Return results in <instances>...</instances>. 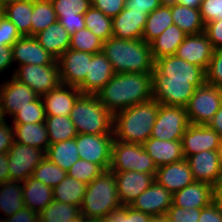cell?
I'll list each match as a JSON object with an SVG mask.
<instances>
[{"label":"cell","instance_id":"9c48e42d","mask_svg":"<svg viewBox=\"0 0 222 222\" xmlns=\"http://www.w3.org/2000/svg\"><path fill=\"white\" fill-rule=\"evenodd\" d=\"M152 75L153 99L161 105L186 107L196 87L189 81L170 80L155 67Z\"/></svg>","mask_w":222,"mask_h":222},{"label":"cell","instance_id":"91938a15","mask_svg":"<svg viewBox=\"0 0 222 222\" xmlns=\"http://www.w3.org/2000/svg\"><path fill=\"white\" fill-rule=\"evenodd\" d=\"M57 19L70 35L85 28L84 14H78V17L71 18L57 17Z\"/></svg>","mask_w":222,"mask_h":222},{"label":"cell","instance_id":"e0dca14e","mask_svg":"<svg viewBox=\"0 0 222 222\" xmlns=\"http://www.w3.org/2000/svg\"><path fill=\"white\" fill-rule=\"evenodd\" d=\"M194 181L206 182L213 187L222 182V168L218 160L217 150L202 151L186 158Z\"/></svg>","mask_w":222,"mask_h":222},{"label":"cell","instance_id":"f5cc1de1","mask_svg":"<svg viewBox=\"0 0 222 222\" xmlns=\"http://www.w3.org/2000/svg\"><path fill=\"white\" fill-rule=\"evenodd\" d=\"M93 7L111 18L117 16L124 8L126 0H89Z\"/></svg>","mask_w":222,"mask_h":222},{"label":"cell","instance_id":"94428289","mask_svg":"<svg viewBox=\"0 0 222 222\" xmlns=\"http://www.w3.org/2000/svg\"><path fill=\"white\" fill-rule=\"evenodd\" d=\"M198 222H222V212L212 202L209 206L201 209Z\"/></svg>","mask_w":222,"mask_h":222},{"label":"cell","instance_id":"ee69618b","mask_svg":"<svg viewBox=\"0 0 222 222\" xmlns=\"http://www.w3.org/2000/svg\"><path fill=\"white\" fill-rule=\"evenodd\" d=\"M12 119V120H11ZM10 119L11 124L43 123L46 119L45 107L41 97L20 109Z\"/></svg>","mask_w":222,"mask_h":222},{"label":"cell","instance_id":"6125c7cd","mask_svg":"<svg viewBox=\"0 0 222 222\" xmlns=\"http://www.w3.org/2000/svg\"><path fill=\"white\" fill-rule=\"evenodd\" d=\"M7 153H0V185L10 180Z\"/></svg>","mask_w":222,"mask_h":222},{"label":"cell","instance_id":"d590c367","mask_svg":"<svg viewBox=\"0 0 222 222\" xmlns=\"http://www.w3.org/2000/svg\"><path fill=\"white\" fill-rule=\"evenodd\" d=\"M173 24L171 6L160 5L147 16L142 39L150 44L165 29Z\"/></svg>","mask_w":222,"mask_h":222},{"label":"cell","instance_id":"680465c9","mask_svg":"<svg viewBox=\"0 0 222 222\" xmlns=\"http://www.w3.org/2000/svg\"><path fill=\"white\" fill-rule=\"evenodd\" d=\"M1 222H40L39 214L27 207L17 211L11 216L6 217Z\"/></svg>","mask_w":222,"mask_h":222},{"label":"cell","instance_id":"e575fe53","mask_svg":"<svg viewBox=\"0 0 222 222\" xmlns=\"http://www.w3.org/2000/svg\"><path fill=\"white\" fill-rule=\"evenodd\" d=\"M87 184L72 178L68 174L53 188L54 200L81 207Z\"/></svg>","mask_w":222,"mask_h":222},{"label":"cell","instance_id":"484cf974","mask_svg":"<svg viewBox=\"0 0 222 222\" xmlns=\"http://www.w3.org/2000/svg\"><path fill=\"white\" fill-rule=\"evenodd\" d=\"M213 189L214 187L209 183L194 181L173 193L172 205L187 209L205 208L213 202Z\"/></svg>","mask_w":222,"mask_h":222},{"label":"cell","instance_id":"be15d7a7","mask_svg":"<svg viewBox=\"0 0 222 222\" xmlns=\"http://www.w3.org/2000/svg\"><path fill=\"white\" fill-rule=\"evenodd\" d=\"M207 125L220 137H222V104L220 109L216 112L212 120Z\"/></svg>","mask_w":222,"mask_h":222},{"label":"cell","instance_id":"ba28073f","mask_svg":"<svg viewBox=\"0 0 222 222\" xmlns=\"http://www.w3.org/2000/svg\"><path fill=\"white\" fill-rule=\"evenodd\" d=\"M13 77L29 86L39 97L56 89L60 84L59 65H21L15 67Z\"/></svg>","mask_w":222,"mask_h":222},{"label":"cell","instance_id":"d4e9b609","mask_svg":"<svg viewBox=\"0 0 222 222\" xmlns=\"http://www.w3.org/2000/svg\"><path fill=\"white\" fill-rule=\"evenodd\" d=\"M155 180L172 194L194 182L192 171L185 158L158 167Z\"/></svg>","mask_w":222,"mask_h":222},{"label":"cell","instance_id":"03108f58","mask_svg":"<svg viewBox=\"0 0 222 222\" xmlns=\"http://www.w3.org/2000/svg\"><path fill=\"white\" fill-rule=\"evenodd\" d=\"M205 0H178V4L191 7V8H200V5L204 2Z\"/></svg>","mask_w":222,"mask_h":222},{"label":"cell","instance_id":"1f68e13d","mask_svg":"<svg viewBox=\"0 0 222 222\" xmlns=\"http://www.w3.org/2000/svg\"><path fill=\"white\" fill-rule=\"evenodd\" d=\"M24 207L23 182L8 180L0 185V222Z\"/></svg>","mask_w":222,"mask_h":222},{"label":"cell","instance_id":"e7e4bbea","mask_svg":"<svg viewBox=\"0 0 222 222\" xmlns=\"http://www.w3.org/2000/svg\"><path fill=\"white\" fill-rule=\"evenodd\" d=\"M213 203L222 212V182L213 189Z\"/></svg>","mask_w":222,"mask_h":222},{"label":"cell","instance_id":"89a4df30","mask_svg":"<svg viewBox=\"0 0 222 222\" xmlns=\"http://www.w3.org/2000/svg\"><path fill=\"white\" fill-rule=\"evenodd\" d=\"M73 222H102L101 219H94V218H84L80 217L77 220H74Z\"/></svg>","mask_w":222,"mask_h":222},{"label":"cell","instance_id":"f35d334b","mask_svg":"<svg viewBox=\"0 0 222 222\" xmlns=\"http://www.w3.org/2000/svg\"><path fill=\"white\" fill-rule=\"evenodd\" d=\"M49 145L75 138L78 133L69 116H46Z\"/></svg>","mask_w":222,"mask_h":222},{"label":"cell","instance_id":"30bf717a","mask_svg":"<svg viewBox=\"0 0 222 222\" xmlns=\"http://www.w3.org/2000/svg\"><path fill=\"white\" fill-rule=\"evenodd\" d=\"M189 124L185 107L160 104L150 137L162 141L182 140Z\"/></svg>","mask_w":222,"mask_h":222},{"label":"cell","instance_id":"74e56055","mask_svg":"<svg viewBox=\"0 0 222 222\" xmlns=\"http://www.w3.org/2000/svg\"><path fill=\"white\" fill-rule=\"evenodd\" d=\"M82 217L81 208L53 200L40 213V222H73Z\"/></svg>","mask_w":222,"mask_h":222},{"label":"cell","instance_id":"8c879c8a","mask_svg":"<svg viewBox=\"0 0 222 222\" xmlns=\"http://www.w3.org/2000/svg\"><path fill=\"white\" fill-rule=\"evenodd\" d=\"M217 153H218L219 164H220V167L222 168V140H221L220 146L217 149Z\"/></svg>","mask_w":222,"mask_h":222},{"label":"cell","instance_id":"9f6ffc18","mask_svg":"<svg viewBox=\"0 0 222 222\" xmlns=\"http://www.w3.org/2000/svg\"><path fill=\"white\" fill-rule=\"evenodd\" d=\"M13 65L14 61L12 47L0 45V75H3L8 70L10 75L13 76L15 71V67H12Z\"/></svg>","mask_w":222,"mask_h":222},{"label":"cell","instance_id":"7402d4cb","mask_svg":"<svg viewBox=\"0 0 222 222\" xmlns=\"http://www.w3.org/2000/svg\"><path fill=\"white\" fill-rule=\"evenodd\" d=\"M83 93L74 86L60 84L41 98L46 116H69L78 98Z\"/></svg>","mask_w":222,"mask_h":222},{"label":"cell","instance_id":"816d5d0a","mask_svg":"<svg viewBox=\"0 0 222 222\" xmlns=\"http://www.w3.org/2000/svg\"><path fill=\"white\" fill-rule=\"evenodd\" d=\"M20 37L17 27L3 15L0 18V45L12 47Z\"/></svg>","mask_w":222,"mask_h":222},{"label":"cell","instance_id":"cb8c5ba5","mask_svg":"<svg viewBox=\"0 0 222 222\" xmlns=\"http://www.w3.org/2000/svg\"><path fill=\"white\" fill-rule=\"evenodd\" d=\"M148 15L145 10L129 11L124 8L112 18L113 37L125 40L142 39Z\"/></svg>","mask_w":222,"mask_h":222},{"label":"cell","instance_id":"2644e50d","mask_svg":"<svg viewBox=\"0 0 222 222\" xmlns=\"http://www.w3.org/2000/svg\"><path fill=\"white\" fill-rule=\"evenodd\" d=\"M178 2V0H160L161 5L171 6Z\"/></svg>","mask_w":222,"mask_h":222},{"label":"cell","instance_id":"c3c4849f","mask_svg":"<svg viewBox=\"0 0 222 222\" xmlns=\"http://www.w3.org/2000/svg\"><path fill=\"white\" fill-rule=\"evenodd\" d=\"M206 83L222 88V49L214 50L206 69Z\"/></svg>","mask_w":222,"mask_h":222},{"label":"cell","instance_id":"4316f807","mask_svg":"<svg viewBox=\"0 0 222 222\" xmlns=\"http://www.w3.org/2000/svg\"><path fill=\"white\" fill-rule=\"evenodd\" d=\"M142 145L157 168L184 159L181 140L162 141L150 137Z\"/></svg>","mask_w":222,"mask_h":222},{"label":"cell","instance_id":"3957f363","mask_svg":"<svg viewBox=\"0 0 222 222\" xmlns=\"http://www.w3.org/2000/svg\"><path fill=\"white\" fill-rule=\"evenodd\" d=\"M102 52L115 73H152L153 60L150 44L143 39L125 40L116 37L103 42Z\"/></svg>","mask_w":222,"mask_h":222},{"label":"cell","instance_id":"277c9868","mask_svg":"<svg viewBox=\"0 0 222 222\" xmlns=\"http://www.w3.org/2000/svg\"><path fill=\"white\" fill-rule=\"evenodd\" d=\"M122 206L117 192L115 174L103 170L88 185L81 205L84 218L102 219L109 211Z\"/></svg>","mask_w":222,"mask_h":222},{"label":"cell","instance_id":"003e7915","mask_svg":"<svg viewBox=\"0 0 222 222\" xmlns=\"http://www.w3.org/2000/svg\"><path fill=\"white\" fill-rule=\"evenodd\" d=\"M150 222H170L167 214L152 215Z\"/></svg>","mask_w":222,"mask_h":222},{"label":"cell","instance_id":"8d00e7d4","mask_svg":"<svg viewBox=\"0 0 222 222\" xmlns=\"http://www.w3.org/2000/svg\"><path fill=\"white\" fill-rule=\"evenodd\" d=\"M33 0H23L4 8L3 15L9 19L22 36H31Z\"/></svg>","mask_w":222,"mask_h":222},{"label":"cell","instance_id":"5bb4252c","mask_svg":"<svg viewBox=\"0 0 222 222\" xmlns=\"http://www.w3.org/2000/svg\"><path fill=\"white\" fill-rule=\"evenodd\" d=\"M39 96L27 85L18 81L13 76L2 80L1 85V110L4 117L12 118L20 109L29 106Z\"/></svg>","mask_w":222,"mask_h":222},{"label":"cell","instance_id":"7a4b0ae2","mask_svg":"<svg viewBox=\"0 0 222 222\" xmlns=\"http://www.w3.org/2000/svg\"><path fill=\"white\" fill-rule=\"evenodd\" d=\"M160 103L151 99L113 115L114 141L143 144L152 133Z\"/></svg>","mask_w":222,"mask_h":222},{"label":"cell","instance_id":"2e32d148","mask_svg":"<svg viewBox=\"0 0 222 222\" xmlns=\"http://www.w3.org/2000/svg\"><path fill=\"white\" fill-rule=\"evenodd\" d=\"M221 140L222 137L208 125L189 124L181 140L184 158L202 151L217 150Z\"/></svg>","mask_w":222,"mask_h":222},{"label":"cell","instance_id":"4fadbf2b","mask_svg":"<svg viewBox=\"0 0 222 222\" xmlns=\"http://www.w3.org/2000/svg\"><path fill=\"white\" fill-rule=\"evenodd\" d=\"M154 67L170 80L189 81L196 88L206 83V71L175 55L155 60Z\"/></svg>","mask_w":222,"mask_h":222},{"label":"cell","instance_id":"d6986e66","mask_svg":"<svg viewBox=\"0 0 222 222\" xmlns=\"http://www.w3.org/2000/svg\"><path fill=\"white\" fill-rule=\"evenodd\" d=\"M119 199L124 206L131 203L155 181L153 174L137 171L114 172Z\"/></svg>","mask_w":222,"mask_h":222},{"label":"cell","instance_id":"34e18365","mask_svg":"<svg viewBox=\"0 0 222 222\" xmlns=\"http://www.w3.org/2000/svg\"><path fill=\"white\" fill-rule=\"evenodd\" d=\"M4 8L0 5V18L3 16Z\"/></svg>","mask_w":222,"mask_h":222},{"label":"cell","instance_id":"6da1fadb","mask_svg":"<svg viewBox=\"0 0 222 222\" xmlns=\"http://www.w3.org/2000/svg\"><path fill=\"white\" fill-rule=\"evenodd\" d=\"M96 96L114 115L117 112L153 99L151 73H115Z\"/></svg>","mask_w":222,"mask_h":222},{"label":"cell","instance_id":"44dd1931","mask_svg":"<svg viewBox=\"0 0 222 222\" xmlns=\"http://www.w3.org/2000/svg\"><path fill=\"white\" fill-rule=\"evenodd\" d=\"M173 194L156 180L130 205L135 210L150 215L166 214L172 206Z\"/></svg>","mask_w":222,"mask_h":222},{"label":"cell","instance_id":"4dcf8cb0","mask_svg":"<svg viewBox=\"0 0 222 222\" xmlns=\"http://www.w3.org/2000/svg\"><path fill=\"white\" fill-rule=\"evenodd\" d=\"M186 36L176 24L169 26L150 43L153 60L174 55Z\"/></svg>","mask_w":222,"mask_h":222},{"label":"cell","instance_id":"836d02e7","mask_svg":"<svg viewBox=\"0 0 222 222\" xmlns=\"http://www.w3.org/2000/svg\"><path fill=\"white\" fill-rule=\"evenodd\" d=\"M45 157L67 172L80 159L75 138L50 144Z\"/></svg>","mask_w":222,"mask_h":222},{"label":"cell","instance_id":"ac0fdd59","mask_svg":"<svg viewBox=\"0 0 222 222\" xmlns=\"http://www.w3.org/2000/svg\"><path fill=\"white\" fill-rule=\"evenodd\" d=\"M213 52L211 42L203 32L197 35H187L174 55L206 71Z\"/></svg>","mask_w":222,"mask_h":222},{"label":"cell","instance_id":"60d3db41","mask_svg":"<svg viewBox=\"0 0 222 222\" xmlns=\"http://www.w3.org/2000/svg\"><path fill=\"white\" fill-rule=\"evenodd\" d=\"M85 28L106 41L113 37L112 18L91 6L84 14Z\"/></svg>","mask_w":222,"mask_h":222},{"label":"cell","instance_id":"f6af8a7d","mask_svg":"<svg viewBox=\"0 0 222 222\" xmlns=\"http://www.w3.org/2000/svg\"><path fill=\"white\" fill-rule=\"evenodd\" d=\"M152 215L133 209L130 206H120L109 211L102 222H150Z\"/></svg>","mask_w":222,"mask_h":222},{"label":"cell","instance_id":"ffe728a7","mask_svg":"<svg viewBox=\"0 0 222 222\" xmlns=\"http://www.w3.org/2000/svg\"><path fill=\"white\" fill-rule=\"evenodd\" d=\"M13 61L21 65H50L56 59L42 47L34 36H22L13 45Z\"/></svg>","mask_w":222,"mask_h":222},{"label":"cell","instance_id":"f546056e","mask_svg":"<svg viewBox=\"0 0 222 222\" xmlns=\"http://www.w3.org/2000/svg\"><path fill=\"white\" fill-rule=\"evenodd\" d=\"M15 141L29 145L45 152L49 146L48 132L45 123L12 124Z\"/></svg>","mask_w":222,"mask_h":222},{"label":"cell","instance_id":"ab89813d","mask_svg":"<svg viewBox=\"0 0 222 222\" xmlns=\"http://www.w3.org/2000/svg\"><path fill=\"white\" fill-rule=\"evenodd\" d=\"M57 20L56 12L50 0H33L31 36L45 30Z\"/></svg>","mask_w":222,"mask_h":222},{"label":"cell","instance_id":"f1b7e54d","mask_svg":"<svg viewBox=\"0 0 222 222\" xmlns=\"http://www.w3.org/2000/svg\"><path fill=\"white\" fill-rule=\"evenodd\" d=\"M23 200L25 207L39 214L54 200L53 188L30 176L23 182Z\"/></svg>","mask_w":222,"mask_h":222},{"label":"cell","instance_id":"f907efd6","mask_svg":"<svg viewBox=\"0 0 222 222\" xmlns=\"http://www.w3.org/2000/svg\"><path fill=\"white\" fill-rule=\"evenodd\" d=\"M199 10L204 25L211 21L222 20V0H205Z\"/></svg>","mask_w":222,"mask_h":222},{"label":"cell","instance_id":"11e5206c","mask_svg":"<svg viewBox=\"0 0 222 222\" xmlns=\"http://www.w3.org/2000/svg\"><path fill=\"white\" fill-rule=\"evenodd\" d=\"M1 85H2V82H0V109H1Z\"/></svg>","mask_w":222,"mask_h":222},{"label":"cell","instance_id":"681fc988","mask_svg":"<svg viewBox=\"0 0 222 222\" xmlns=\"http://www.w3.org/2000/svg\"><path fill=\"white\" fill-rule=\"evenodd\" d=\"M200 213L201 209H187L172 205L166 214L168 215L170 222H198Z\"/></svg>","mask_w":222,"mask_h":222},{"label":"cell","instance_id":"5b68a950","mask_svg":"<svg viewBox=\"0 0 222 222\" xmlns=\"http://www.w3.org/2000/svg\"><path fill=\"white\" fill-rule=\"evenodd\" d=\"M69 117L78 134H113V114L96 94H82Z\"/></svg>","mask_w":222,"mask_h":222},{"label":"cell","instance_id":"8992f818","mask_svg":"<svg viewBox=\"0 0 222 222\" xmlns=\"http://www.w3.org/2000/svg\"><path fill=\"white\" fill-rule=\"evenodd\" d=\"M110 169L113 172L132 170L155 176L158 168L142 144L113 141Z\"/></svg>","mask_w":222,"mask_h":222},{"label":"cell","instance_id":"8fae6325","mask_svg":"<svg viewBox=\"0 0 222 222\" xmlns=\"http://www.w3.org/2000/svg\"><path fill=\"white\" fill-rule=\"evenodd\" d=\"M75 141L80 159L110 169L114 134H78Z\"/></svg>","mask_w":222,"mask_h":222},{"label":"cell","instance_id":"603a6c76","mask_svg":"<svg viewBox=\"0 0 222 222\" xmlns=\"http://www.w3.org/2000/svg\"><path fill=\"white\" fill-rule=\"evenodd\" d=\"M115 74L103 52L93 54L85 80L77 87L83 94H96Z\"/></svg>","mask_w":222,"mask_h":222},{"label":"cell","instance_id":"6f0895ef","mask_svg":"<svg viewBox=\"0 0 222 222\" xmlns=\"http://www.w3.org/2000/svg\"><path fill=\"white\" fill-rule=\"evenodd\" d=\"M160 0H126L125 8L129 11L145 10L149 14L160 6Z\"/></svg>","mask_w":222,"mask_h":222},{"label":"cell","instance_id":"11a10c76","mask_svg":"<svg viewBox=\"0 0 222 222\" xmlns=\"http://www.w3.org/2000/svg\"><path fill=\"white\" fill-rule=\"evenodd\" d=\"M14 142L13 125L6 119L0 124V153H7Z\"/></svg>","mask_w":222,"mask_h":222},{"label":"cell","instance_id":"a7ac6f4b","mask_svg":"<svg viewBox=\"0 0 222 222\" xmlns=\"http://www.w3.org/2000/svg\"><path fill=\"white\" fill-rule=\"evenodd\" d=\"M20 1H23V0H0V5L5 8L11 4H15L17 2H20Z\"/></svg>","mask_w":222,"mask_h":222},{"label":"cell","instance_id":"83f0119b","mask_svg":"<svg viewBox=\"0 0 222 222\" xmlns=\"http://www.w3.org/2000/svg\"><path fill=\"white\" fill-rule=\"evenodd\" d=\"M34 37L56 60L65 53L70 46L71 35L58 20Z\"/></svg>","mask_w":222,"mask_h":222},{"label":"cell","instance_id":"52a82bcc","mask_svg":"<svg viewBox=\"0 0 222 222\" xmlns=\"http://www.w3.org/2000/svg\"><path fill=\"white\" fill-rule=\"evenodd\" d=\"M222 104V88L208 83L196 88L186 108L188 121L194 125H207Z\"/></svg>","mask_w":222,"mask_h":222},{"label":"cell","instance_id":"9a60e30c","mask_svg":"<svg viewBox=\"0 0 222 222\" xmlns=\"http://www.w3.org/2000/svg\"><path fill=\"white\" fill-rule=\"evenodd\" d=\"M93 54L68 49L58 59L61 84L78 87L88 73Z\"/></svg>","mask_w":222,"mask_h":222},{"label":"cell","instance_id":"b9f144b4","mask_svg":"<svg viewBox=\"0 0 222 222\" xmlns=\"http://www.w3.org/2000/svg\"><path fill=\"white\" fill-rule=\"evenodd\" d=\"M103 40L87 28L71 35L69 49L86 53H99L103 49Z\"/></svg>","mask_w":222,"mask_h":222},{"label":"cell","instance_id":"7c38bea8","mask_svg":"<svg viewBox=\"0 0 222 222\" xmlns=\"http://www.w3.org/2000/svg\"><path fill=\"white\" fill-rule=\"evenodd\" d=\"M8 154L10 180L24 182L45 158V151L29 145L12 144Z\"/></svg>","mask_w":222,"mask_h":222},{"label":"cell","instance_id":"7bdbcfd3","mask_svg":"<svg viewBox=\"0 0 222 222\" xmlns=\"http://www.w3.org/2000/svg\"><path fill=\"white\" fill-rule=\"evenodd\" d=\"M67 175V172L45 157L34 169L32 177L54 188Z\"/></svg>","mask_w":222,"mask_h":222},{"label":"cell","instance_id":"bcb514c9","mask_svg":"<svg viewBox=\"0 0 222 222\" xmlns=\"http://www.w3.org/2000/svg\"><path fill=\"white\" fill-rule=\"evenodd\" d=\"M57 17H78L92 6L89 0H50Z\"/></svg>","mask_w":222,"mask_h":222},{"label":"cell","instance_id":"753ad0ef","mask_svg":"<svg viewBox=\"0 0 222 222\" xmlns=\"http://www.w3.org/2000/svg\"><path fill=\"white\" fill-rule=\"evenodd\" d=\"M5 120H6V118L4 117L3 112H2V110L0 109V124H1L2 122H4Z\"/></svg>","mask_w":222,"mask_h":222},{"label":"cell","instance_id":"db71d44e","mask_svg":"<svg viewBox=\"0 0 222 222\" xmlns=\"http://www.w3.org/2000/svg\"><path fill=\"white\" fill-rule=\"evenodd\" d=\"M204 33L214 50L222 49V20L211 21L205 24Z\"/></svg>","mask_w":222,"mask_h":222},{"label":"cell","instance_id":"7dc6e473","mask_svg":"<svg viewBox=\"0 0 222 222\" xmlns=\"http://www.w3.org/2000/svg\"><path fill=\"white\" fill-rule=\"evenodd\" d=\"M103 170L104 169L98 164L88 162L84 159H79L71 166V168L67 171V174L88 185Z\"/></svg>","mask_w":222,"mask_h":222},{"label":"cell","instance_id":"d6a6232c","mask_svg":"<svg viewBox=\"0 0 222 222\" xmlns=\"http://www.w3.org/2000/svg\"><path fill=\"white\" fill-rule=\"evenodd\" d=\"M171 16L174 24L187 35H197L204 32L205 25L198 8H191L176 3L171 5Z\"/></svg>","mask_w":222,"mask_h":222}]
</instances>
